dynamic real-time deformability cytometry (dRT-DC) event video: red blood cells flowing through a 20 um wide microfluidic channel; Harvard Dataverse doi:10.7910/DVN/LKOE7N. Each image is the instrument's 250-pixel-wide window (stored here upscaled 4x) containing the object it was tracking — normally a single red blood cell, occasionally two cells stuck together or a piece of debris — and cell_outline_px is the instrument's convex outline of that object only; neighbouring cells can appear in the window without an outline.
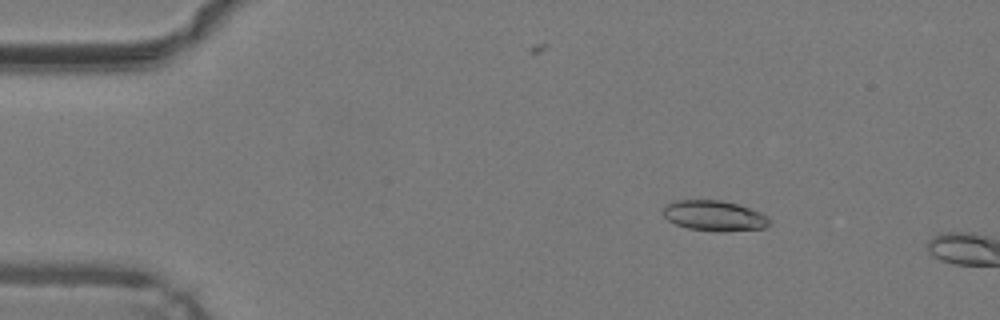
{"species": "common noctule bat (a hibernating species)", "species_latin": "Nyctalus noctula", "temperature_condition": "warm", "stored_images_in_passage": 11, "camera_frame_rate_fps": 3000, "um_per_image_px": 0.085, "animal": {"sex": "male", "body_mass_g": 19.2, "forearm_length_mm": 51.8}, "frame": {"image": 1, "passage_image": 8, "time_ms": 2.333, "image_size_px": [1000, 320], "cell_outline_px": [[772, 220], [764, 228], [724, 232], [716, 232], [688, 228], [676, 224], [668, 220], [664, 216], [660, 208], [664, 204], [676, 200], [720, 200], [736, 204], [760, 212], [768, 216]], "centroid_in_image_um": [60.67, 18.34], "position_along_channel_um": 24.3, "area_um2": 19.07}}